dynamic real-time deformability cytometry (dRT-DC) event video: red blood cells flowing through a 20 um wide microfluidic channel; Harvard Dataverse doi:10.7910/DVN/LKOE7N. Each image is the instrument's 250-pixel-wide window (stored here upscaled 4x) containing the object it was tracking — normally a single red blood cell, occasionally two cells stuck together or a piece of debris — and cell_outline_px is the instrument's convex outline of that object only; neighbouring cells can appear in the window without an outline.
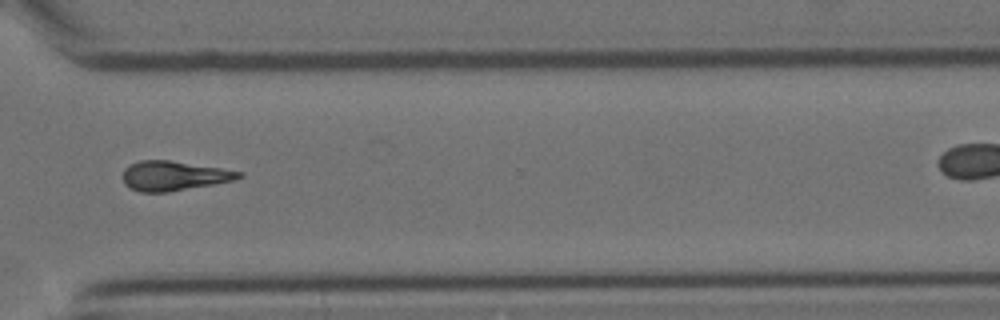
{"species": "Egyptian fruit bat (a non-hibernating species)", "species_latin": "Rousettus aegyptiacus", "temperature_condition": "cold", "stored_images_in_passage": 31, "camera_frame_rate_fps": 3000, "um_per_image_px": 0.085, "animal": {"sex": "female"}, "frame": {"image": 1, "passage_image": 27, "time_ms": 8.667, "image_size_px": [1000, 320], "cell_outline_px": [[244, 176], [236, 180], [168, 192], [140, 192], [128, 188], [124, 184], [124, 168], [140, 160], [168, 160], [220, 168], [244, 172]], "centroid_in_image_um": [14.79, 14.95], "position_along_channel_um": 355.8, "area_um2": 19.94}}